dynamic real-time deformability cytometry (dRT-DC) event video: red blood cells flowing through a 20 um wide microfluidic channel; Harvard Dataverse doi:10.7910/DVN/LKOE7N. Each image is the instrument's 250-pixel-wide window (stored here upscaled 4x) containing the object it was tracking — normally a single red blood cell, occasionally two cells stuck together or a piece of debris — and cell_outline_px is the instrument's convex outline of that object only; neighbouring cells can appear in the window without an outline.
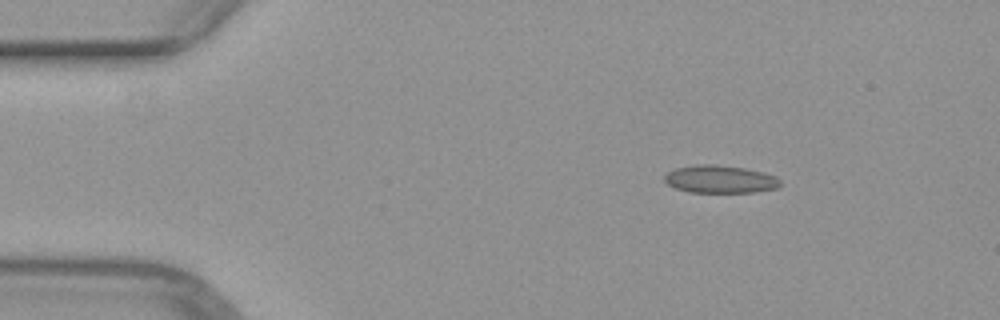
{"species": "common noctule bat (a hibernating species)", "species_latin": "Nyctalus noctula", "temperature_condition": "warm", "stored_images_in_passage": 9, "camera_frame_rate_fps": 3000, "um_per_image_px": 0.085, "animal": {"sex": "female", "body_mass_g": 29.2, "forearm_length_mm": 56.3}, "frame": {"image": 1, "passage_image": 1, "time_ms": 0.0, "image_size_px": [1000, 320], "cell_outline_px": [[780, 184], [776, 188], [756, 192], [688, 192], [676, 188], [668, 184], [664, 180], [664, 176], [668, 172], [676, 168], [700, 164], [712, 164], [744, 168], [764, 172], [776, 176], [780, 180]], "centroid_in_image_um": [61.21, 15.23], "position_along_channel_um": 23.8, "area_um2": 18.61}}